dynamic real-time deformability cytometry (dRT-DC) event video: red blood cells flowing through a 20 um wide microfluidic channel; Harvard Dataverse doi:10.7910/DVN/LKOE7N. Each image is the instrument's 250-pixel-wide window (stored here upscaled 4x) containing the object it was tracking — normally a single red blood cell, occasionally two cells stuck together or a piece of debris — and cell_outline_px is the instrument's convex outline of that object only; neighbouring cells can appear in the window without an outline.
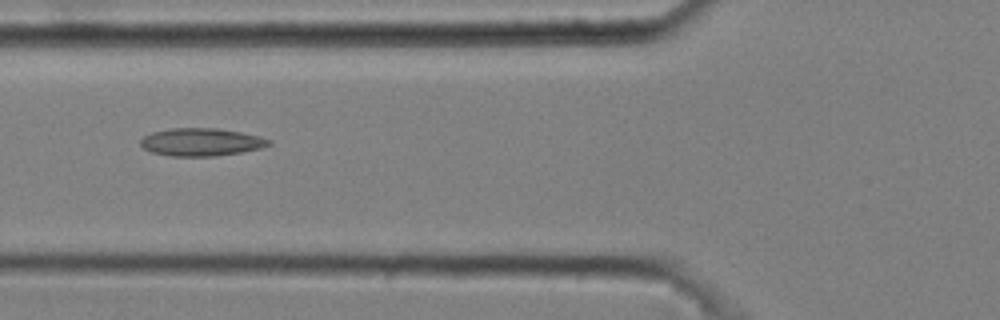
{"species": "common noctule bat (a hibernating species)", "species_latin": "Nyctalus noctula", "temperature_condition": "cold", "stored_images_in_passage": 4, "camera_frame_rate_fps": 3000, "um_per_image_px": 0.085, "animal": {"sex": "male", "body_mass_g": 20.4}, "frame": {"image": 1, "passage_image": 3, "time_ms": 0.667, "image_size_px": [1000, 320], "cell_outline_px": [[272, 144], [260, 148], [240, 152], [216, 156], [172, 156], [152, 152], [144, 148], [140, 144], [140, 140], [144, 136], [152, 132], [172, 128], [216, 128], [240, 132], [260, 136], [272, 140]], "centroid_in_image_um": [17.12, 12.07], "position_along_channel_um": 108.7, "area_um2": 20.69}}
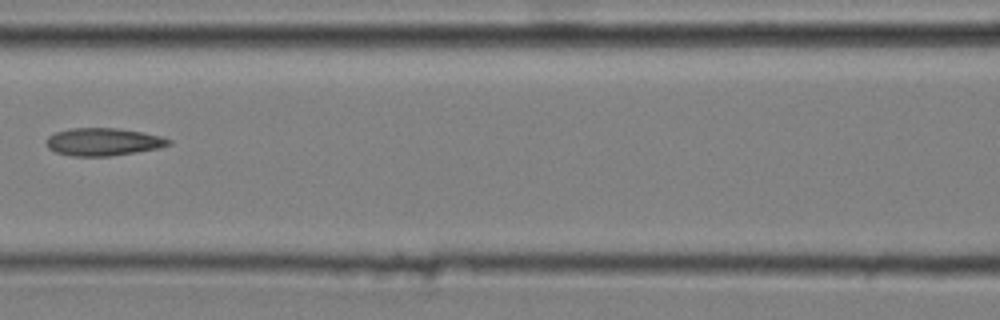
{"frame": {"image": 2, "passage_image": 4, "time_ms": 1.0, "image_size_px": [1000, 320], "cell_outline_px": [[172, 144], [160, 148], [136, 152], [108, 156], [72, 156], [56, 152], [48, 148], [48, 136], [56, 132], [72, 128], [120, 128], [160, 136], [172, 140]], "centroid_in_image_um": [8.81, 12.06], "position_along_channel_um": 157.8, "area_um2": 19.59}}